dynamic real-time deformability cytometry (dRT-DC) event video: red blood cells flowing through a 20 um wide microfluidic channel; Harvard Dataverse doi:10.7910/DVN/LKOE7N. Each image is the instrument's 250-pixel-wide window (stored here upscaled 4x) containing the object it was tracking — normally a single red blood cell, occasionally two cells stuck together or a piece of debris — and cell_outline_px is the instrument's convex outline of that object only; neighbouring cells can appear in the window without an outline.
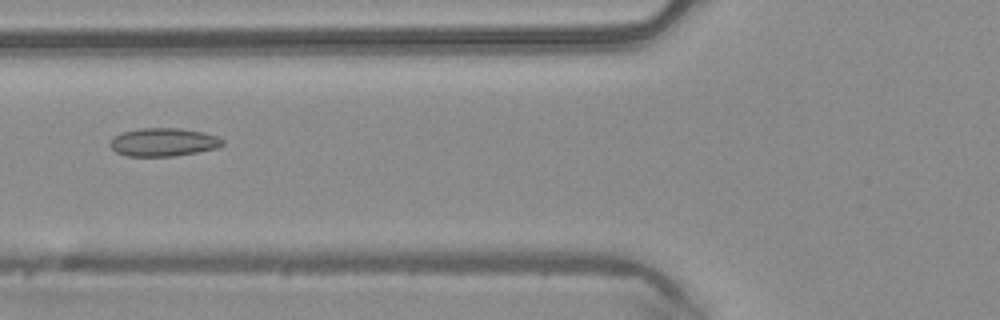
{"species": "common noctule bat (a hibernating species)", "species_latin": "Nyctalus noctula", "temperature_condition": "warm", "stored_images_in_passage": 50, "segment_of_instrument_passage": [1, 2], "camera_frame_rate_fps": 3000, "um_per_image_px": 0.085, "animal": {"sex": "male", "body_mass_g": 20.4}, "frame": {"image": 1, "passage_image": 19, "time_ms": 6.0, "image_size_px": [1000, 320], "cell_outline_px": [[224, 144], [216, 148], [176, 156], [128, 156], [116, 152], [108, 144], [116, 136], [124, 132], [140, 128], [180, 128], [200, 132], [216, 136], [224, 140]], "centroid_in_image_um": [13.89, 12.09], "position_along_channel_um": 111.9, "area_um2": 18.26}}
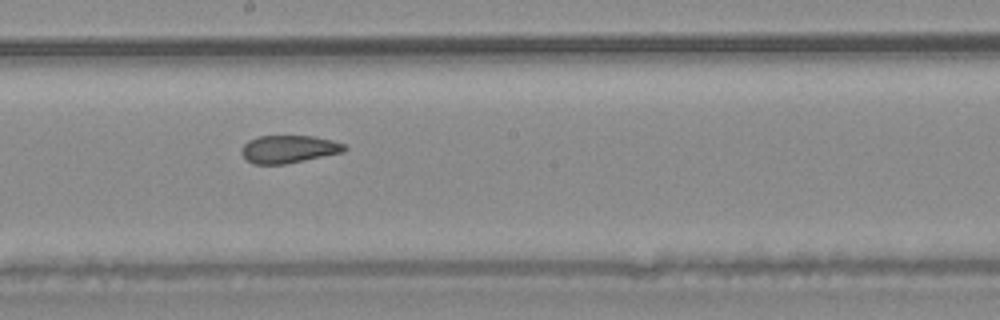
{"frame": {"image": 2, "passage_image": 27, "time_ms": 8.667, "image_size_px": [1000, 320], "cell_outline_px": [[348, 148], [344, 152], [284, 164], [252, 164], [240, 152], [244, 144], [248, 140], [260, 136], [312, 136], [332, 140], [344, 144]], "centroid_in_image_um": [24.54, 12.67], "position_along_channel_um": 223.7, "area_um2": 16.53}}
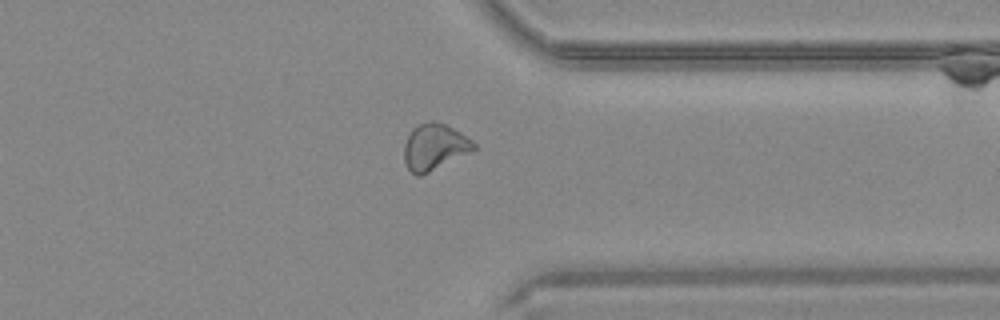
{"frame": {"image": 3, "passage_image": 38, "time_ms": 12.333, "image_size_px": [1000, 320], "cell_outline_px": [[476, 148], [472, 152], [420, 176], [416, 176], [408, 168], [404, 160], [404, 144], [412, 128], [420, 124], [432, 120], [436, 120], [460, 132], [472, 140], [476, 144]], "centroid_in_image_um": [36.94, 12.49], "position_along_channel_um": 374.5, "area_um2": 18.79}}